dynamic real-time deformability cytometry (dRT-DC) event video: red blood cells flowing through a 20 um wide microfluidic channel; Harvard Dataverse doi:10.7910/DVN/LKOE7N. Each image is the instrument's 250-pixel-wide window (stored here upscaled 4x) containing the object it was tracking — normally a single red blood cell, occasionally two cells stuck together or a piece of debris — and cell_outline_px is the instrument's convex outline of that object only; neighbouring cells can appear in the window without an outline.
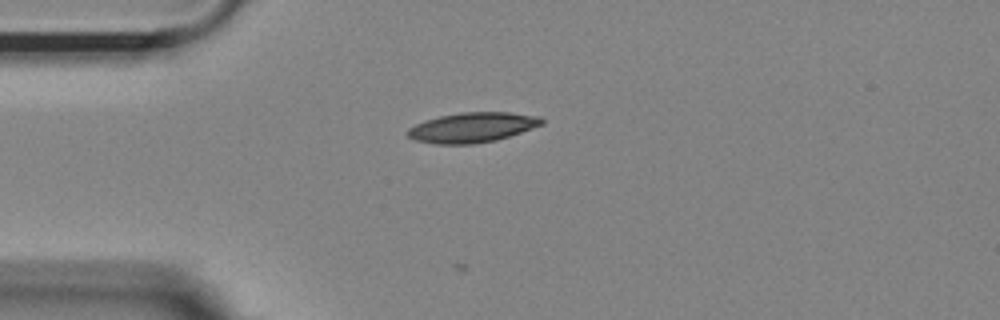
{"species": "Egyptian fruit bat (a non-hibernating species)", "species_latin": "Rousettus aegyptiacus", "temperature_condition": "room temperature", "stored_images_in_passage": 26, "camera_frame_rate_fps": 3000, "um_per_image_px": 0.085, "animal": {"sex": "female"}, "frame": {"image": 1, "passage_image": 3, "time_ms": 0.667, "image_size_px": [1000, 320], "cell_outline_px": [[544, 124], [496, 140], [472, 144], [436, 144], [416, 140], [408, 136], [404, 132], [408, 128], [424, 120], [440, 116], [460, 112], [508, 112], [540, 116], [544, 120]], "centroid_in_image_um": [40.13, 10.82], "position_along_channel_um": 44.9, "area_um2": 23.41}}
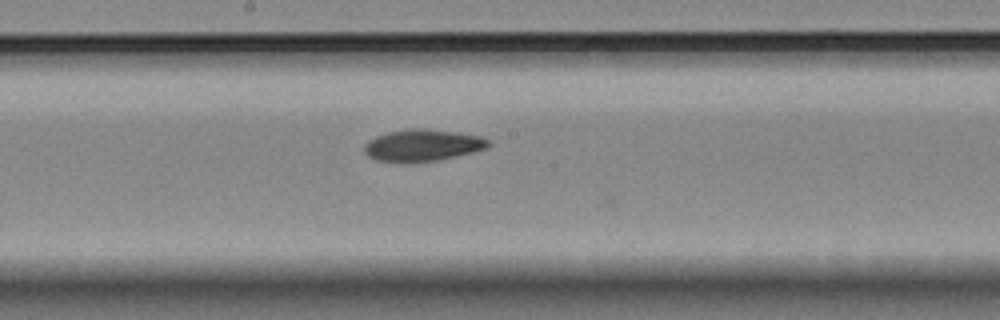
{"frame": {"image": 2, "passage_image": 18, "time_ms": 5.667, "image_size_px": [1000, 320], "cell_outline_px": [[492, 144], [488, 148], [440, 160], [400, 164], [396, 164], [376, 160], [368, 156], [364, 152], [364, 144], [368, 140], [376, 136], [388, 132], [408, 128], [420, 128], [452, 132], [480, 136], [488, 140]], "centroid_in_image_um": [35.86, 12.38], "position_along_channel_um": 212.3, "area_um2": 23.35}}
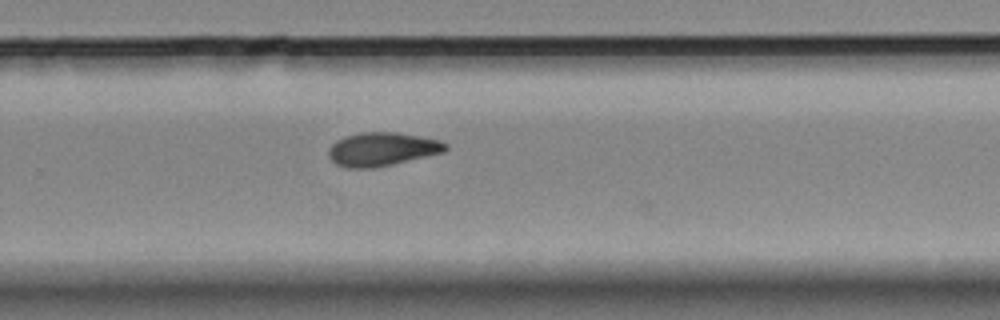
{"frame": {"image": 3, "passage_image": 25, "time_ms": 8.0, "image_size_px": [1000, 320], "cell_outline_px": [[448, 148], [444, 152], [376, 168], [344, 168], [336, 164], [328, 156], [328, 148], [336, 140], [344, 136], [360, 132], [396, 132], [420, 136], [440, 140], [448, 144]], "centroid_in_image_um": [32.46, 12.68], "position_along_channel_um": 297.3, "area_um2": 23.12}}